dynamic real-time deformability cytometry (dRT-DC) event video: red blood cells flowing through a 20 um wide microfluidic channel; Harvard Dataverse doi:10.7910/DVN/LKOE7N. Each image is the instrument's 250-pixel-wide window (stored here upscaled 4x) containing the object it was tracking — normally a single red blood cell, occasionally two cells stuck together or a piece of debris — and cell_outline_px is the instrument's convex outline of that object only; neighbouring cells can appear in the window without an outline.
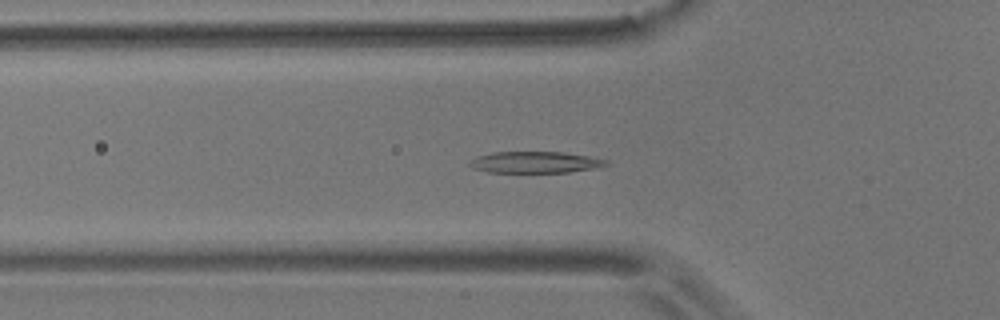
{"species": "common noctule bat (a hibernating species)", "species_latin": "Nyctalus noctula", "temperature_condition": "room temperature", "stored_images_in_passage": 44, "camera_frame_rate_fps": 3000, "um_per_image_px": 0.085, "animal": {"sex": "male", "body_mass_g": 17.9}, "frame": {"image": 1, "passage_image": 7, "time_ms": 2.0, "image_size_px": [1000, 320], "cell_outline_px": [[608, 164], [596, 168], [568, 172], [488, 172], [472, 168], [468, 164], [476, 156], [492, 152], [564, 152], [588, 156], [608, 160]], "centroid_in_image_um": [45.47, 13.79], "position_along_channel_um": 80.3, "area_um2": 16.99}}
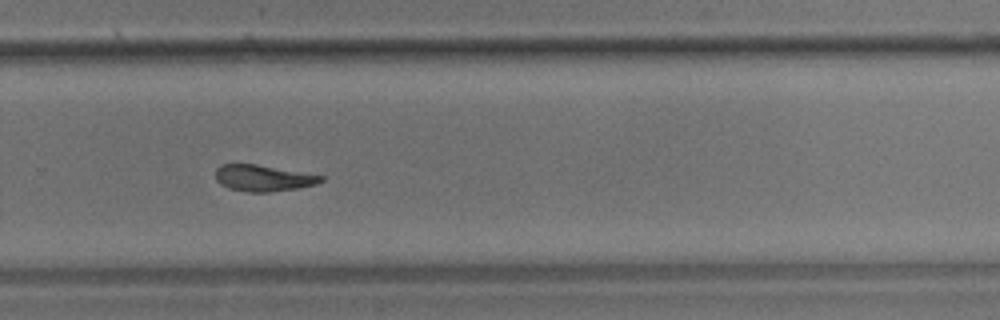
{"frame": {"image": 2, "passage_image": 26, "time_ms": 8.333, "image_size_px": [1000, 320], "cell_outline_px": [[324, 180], [316, 184], [300, 188], [268, 192], [244, 192], [228, 188], [220, 184], [216, 180], [216, 168], [220, 164], [256, 164], [324, 176]], "centroid_in_image_um": [22.35, 15.14], "position_along_channel_um": 307.4, "area_um2": 16.24}}
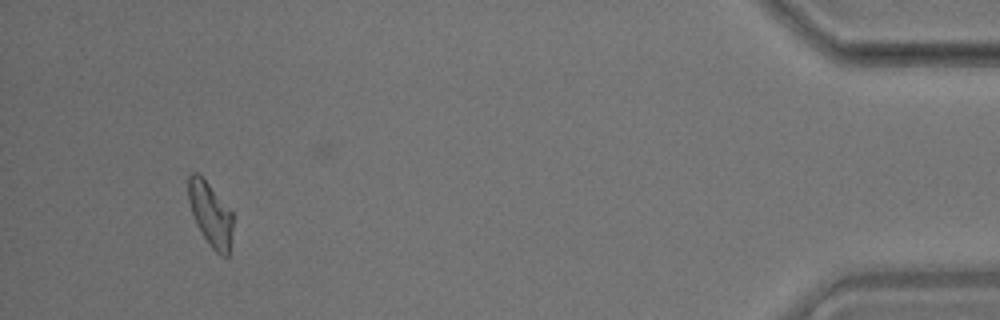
{"frame": {"image": 3, "passage_image": 41, "time_ms": 13.333, "image_size_px": [1000, 320], "cell_outline_px": [[232, 240], [228, 260], [220, 256], [208, 244], [196, 224], [188, 200], [188, 176], [192, 172], [196, 172], [208, 184], [232, 212]], "centroid_in_image_um": [17.9, 18.29], "position_along_channel_um": 417.3, "area_um2": 16.59}, "authors_computed_cell_mechanics": {"area_um2": 16.9643, "velocity_mm_per_s": 3.5831, "shape_relaxation_time_tau1_ms": 8.3787, "shape_relaxation_time_tau2_ms": 3.1339, "deformation_change_tau1": 0.2248, "deformation_change_tau2": 0.1076}}